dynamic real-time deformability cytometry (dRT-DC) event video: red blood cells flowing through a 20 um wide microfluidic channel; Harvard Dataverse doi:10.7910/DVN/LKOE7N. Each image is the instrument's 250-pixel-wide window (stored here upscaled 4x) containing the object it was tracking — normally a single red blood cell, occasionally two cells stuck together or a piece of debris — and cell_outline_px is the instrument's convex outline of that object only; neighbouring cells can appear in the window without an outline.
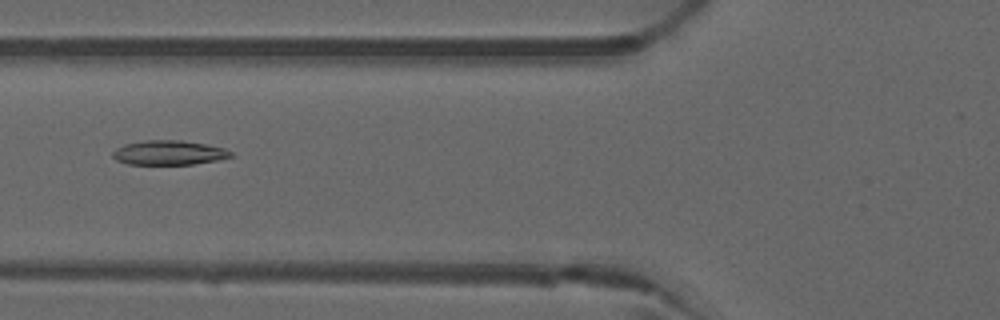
{"species": "common noctule bat (a hibernating species)", "species_latin": "Nyctalus noctula", "temperature_condition": "warm", "stored_images_in_passage": 43, "camera_frame_rate_fps": 3000, "um_per_image_px": 0.085, "animal": {"sex": "male", "forearm_length_mm": 52.5}, "frame": {"image": 1, "passage_image": 12, "time_ms": 3.667, "image_size_px": [1000, 320], "cell_outline_px": [[236, 156], [216, 160], [192, 164], [128, 164], [116, 160], [112, 156], [112, 152], [116, 148], [124, 144], [144, 140], [180, 140], [208, 144], [224, 148], [232, 152]], "centroid_in_image_um": [14.37, 12.97], "position_along_channel_um": 111.4, "area_um2": 16.94}}
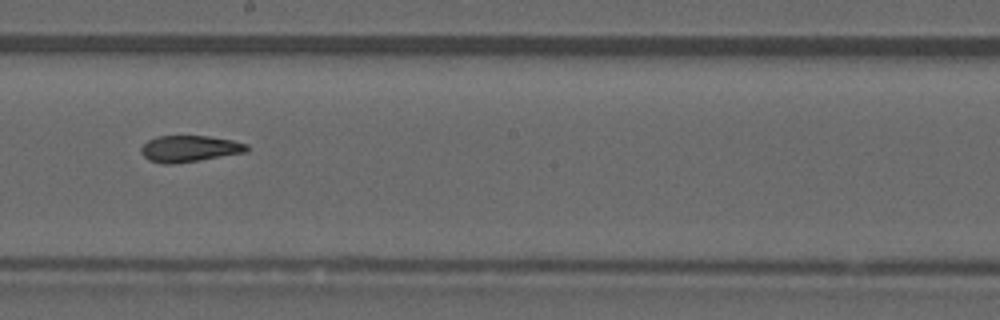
{"frame": {"image": 2, "passage_image": 21, "time_ms": 6.667, "image_size_px": [1000, 320], "cell_outline_px": [[248, 152], [172, 164], [164, 164], [148, 160], [140, 152], [140, 148], [148, 140], [156, 136], [208, 136], [232, 140], [248, 144]], "centroid_in_image_um": [16.09, 12.63], "position_along_channel_um": 232.1, "area_um2": 16.24}}
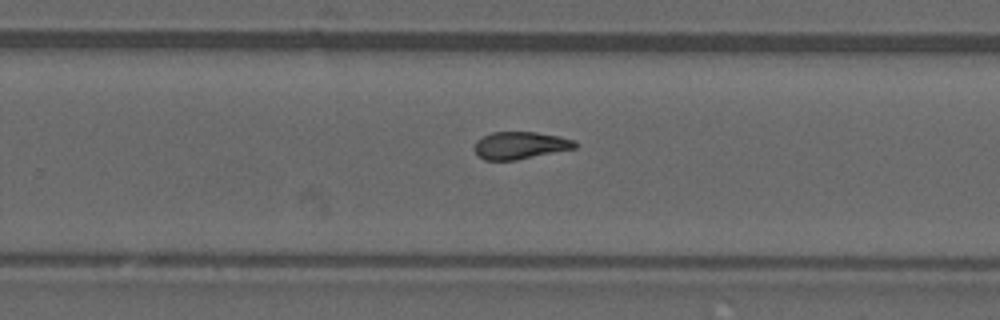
{"frame": {"image": 3, "passage_image": 25, "time_ms": 8.0, "image_size_px": [1000, 320], "cell_outline_px": [[580, 144], [576, 148], [516, 160], [484, 160], [476, 156], [472, 148], [476, 140], [492, 132], [536, 132], [560, 136], [576, 140]], "centroid_in_image_um": [44.21, 12.36], "position_along_channel_um": 285.6, "area_um2": 16.36}, "authors_computed_cell_mechanics": {"area_um2": 16.473, "velocity_mm_per_s": 4.0286, "shape_relaxation_time_tau1_ms": null, "shape_relaxation_time_tau2_ms": 2.6682, "deformation_change_tau1": null, "deformation_change_tau2": 0.0842}}